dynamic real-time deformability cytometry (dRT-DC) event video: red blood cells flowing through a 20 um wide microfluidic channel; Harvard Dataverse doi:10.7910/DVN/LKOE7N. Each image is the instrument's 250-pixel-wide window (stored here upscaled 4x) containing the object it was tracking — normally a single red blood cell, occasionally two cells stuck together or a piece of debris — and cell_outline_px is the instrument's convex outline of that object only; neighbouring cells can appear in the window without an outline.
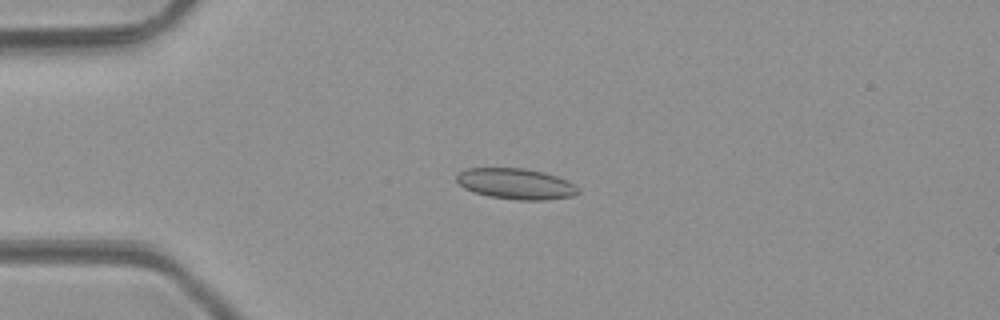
{"species": "common noctule bat (a hibernating species)", "species_latin": "Nyctalus noctula", "temperature_condition": "room temperature", "stored_images_in_passage": 37, "camera_frame_rate_fps": 3000, "um_per_image_px": 0.085, "animal": {"sex": "male", "body_mass_g": 23.1, "forearm_length_mm": 52.7}, "frame": {"image": 1, "passage_image": 1, "time_ms": 0.0, "image_size_px": [1000, 320], "cell_outline_px": [[580, 192], [572, 196], [544, 200], [520, 200], [488, 196], [464, 188], [456, 180], [456, 176], [460, 172], [468, 168], [524, 168], [544, 172], [568, 180], [576, 184], [580, 188]], "centroid_in_image_um": [43.9, 15.62], "position_along_channel_um": 41.1, "area_um2": 21.85}}
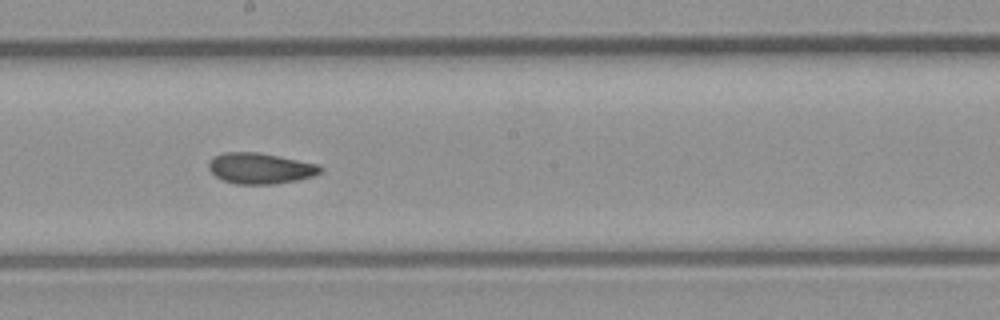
{"frame": {"image": 2, "passage_image": 16, "time_ms": 5.0, "image_size_px": [1000, 320], "cell_outline_px": [[324, 168], [320, 172], [312, 176], [300, 180], [276, 184], [236, 184], [224, 180], [216, 176], [208, 168], [208, 160], [224, 152], [260, 152], [320, 164]], "centroid_in_image_um": [22.16, 14.3], "position_along_channel_um": 226.0, "area_um2": 20.29}}
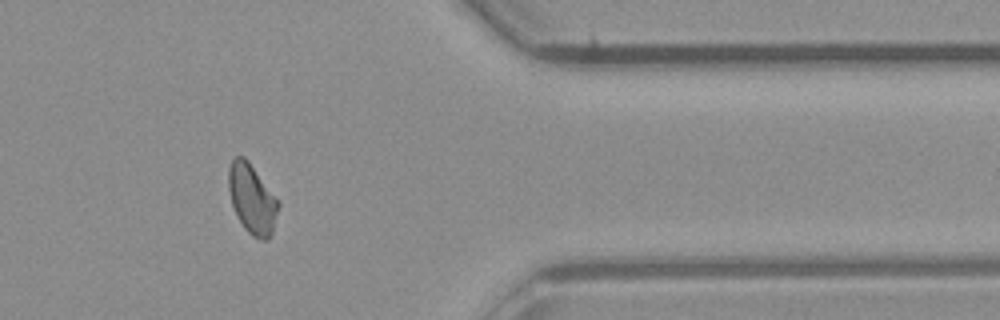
{"frame": {"image": 3, "passage_image": 29, "time_ms": 9.333, "image_size_px": [1000, 320], "cell_outline_px": [[280, 204], [272, 232], [268, 240], [260, 240], [252, 236], [244, 228], [236, 216], [232, 204], [228, 188], [228, 168], [232, 160], [236, 156], [244, 156], [248, 160], [280, 200]], "centroid_in_image_um": [21.43, 16.9], "position_along_channel_um": 390.0, "area_um2": 20.52}, "authors_computed_cell_mechanics": {"area_um2": 19.941, "velocity_mm_per_s": 4.2475, "shape_relaxation_time_tau1_ms": null, "shape_relaxation_time_tau2_ms": 1.7172, "deformation_change_tau1": null, "deformation_change_tau2": 0.064}}